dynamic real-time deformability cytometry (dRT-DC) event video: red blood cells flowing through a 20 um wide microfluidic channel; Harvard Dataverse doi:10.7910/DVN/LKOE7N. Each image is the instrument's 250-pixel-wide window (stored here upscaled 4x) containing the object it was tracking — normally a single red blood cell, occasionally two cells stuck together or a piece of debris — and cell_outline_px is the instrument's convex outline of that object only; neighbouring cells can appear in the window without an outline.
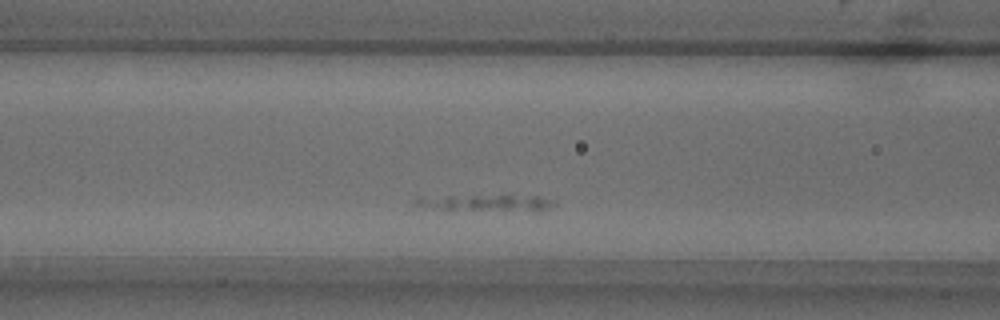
{"species": "common noctule bat (a hibernating species)", "species_latin": "Nyctalus noctula", "temperature_condition": "warm", "stored_images_in_passage": 43, "camera_frame_rate_fps": 3000, "um_per_image_px": 0.085, "animal": {"sex": "male", "body_mass_g": 18.8}, "frame": {"image": 1, "passage_image": 9, "time_ms": 2.667, "image_size_px": [1000, 320], "cell_outline_px": [[556, 204], [540, 212], [536, 212], [440, 208], [416, 204], [416, 200], [420, 196], [536, 196], [552, 200]], "centroid_in_image_um": [41.5, 17.25], "position_along_channel_um": 125.1, "area_um2": 12.83}}
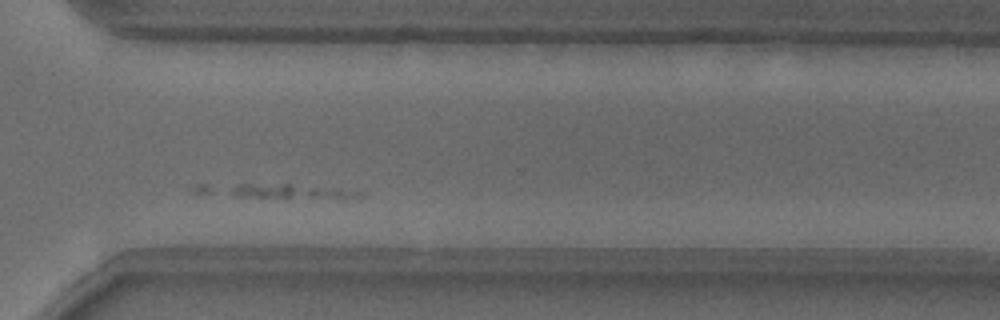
{"frame": {"image": 2, "passage_image": 28, "time_ms": 9.0, "image_size_px": [1000, 320], "cell_outline_px": [[368, 196], [344, 200], [284, 200], [240, 196], [232, 188], [236, 184], [292, 184], [332, 188], [364, 192]], "centroid_in_image_um": [25.09, 16.35], "position_along_channel_um": 345.5, "area_um2": 11.96}}
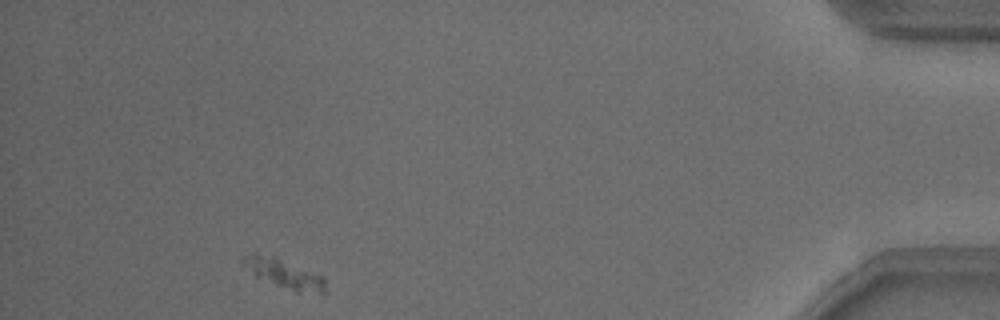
{"frame": {"image": 3, "passage_image": 39, "time_ms": 12.667, "image_size_px": [1000, 320], "cell_outline_px": [[324, 292], [296, 292], [256, 276], [240, 260], [252, 252], [256, 252], [272, 256], [324, 276]], "centroid_in_image_um": [24.14, 23.23], "position_along_channel_um": 411.1, "area_um2": 13.35}}